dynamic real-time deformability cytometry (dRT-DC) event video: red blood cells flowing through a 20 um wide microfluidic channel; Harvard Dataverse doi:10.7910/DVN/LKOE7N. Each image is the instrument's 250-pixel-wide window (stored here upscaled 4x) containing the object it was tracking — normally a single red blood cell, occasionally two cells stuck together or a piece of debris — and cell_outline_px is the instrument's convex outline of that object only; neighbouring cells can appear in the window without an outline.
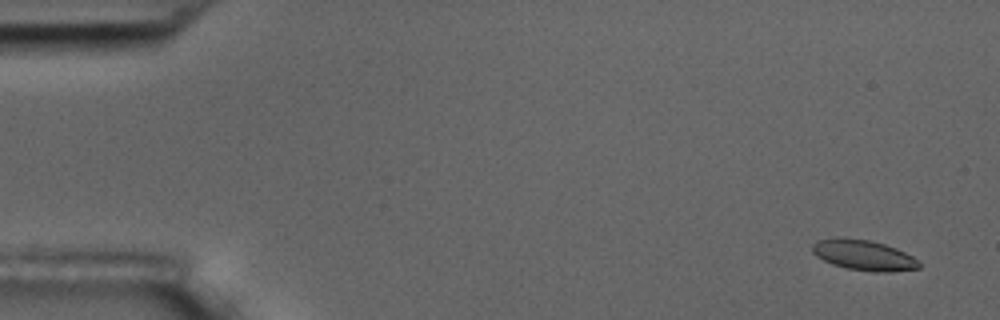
{"species": "common noctule bat (a hibernating species)", "species_latin": "Nyctalus noctula", "temperature_condition": "room temperature", "stored_images_in_passage": 6, "camera_frame_rate_fps": 3000, "um_per_image_px": 0.085, "animal": {"sex": "male", "body_mass_g": 17.5, "forearm_length_mm": 52.3}, "frame": {"image": 1, "passage_image": 1, "time_ms": 0.0, "image_size_px": [1000, 320], "cell_outline_px": [[920, 268], [892, 272], [876, 272], [848, 268], [832, 264], [816, 256], [812, 252], [812, 244], [816, 240], [836, 236], [844, 236], [872, 240], [896, 248], [912, 256], [920, 264]], "centroid_in_image_um": [73.36, 21.65], "position_along_channel_um": 11.6, "area_um2": 19.19}}
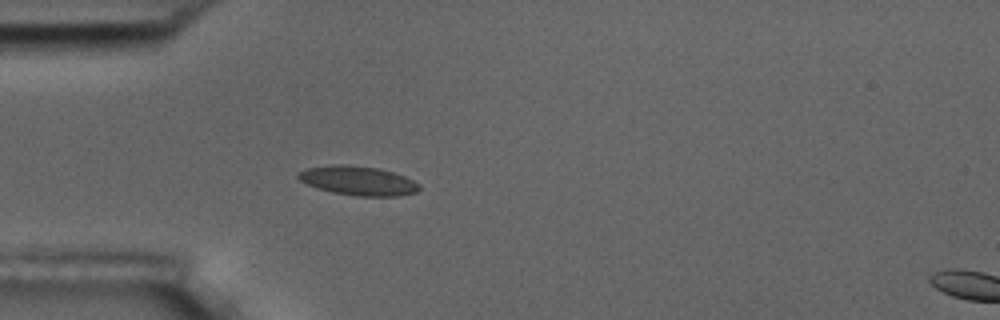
{"frame": {"image": 2, "passage_image": 5, "time_ms": 4.667, "image_size_px": [1000, 320], "cell_outline_px": [[420, 188], [416, 192], [400, 196], [356, 196], [332, 192], [316, 188], [300, 180], [296, 176], [300, 172], [308, 168], [332, 164], [344, 164], [380, 168], [404, 176], [420, 184]], "centroid_in_image_um": [30.45, 15.36], "position_along_channel_um": 54.6, "area_um2": 20.58}}